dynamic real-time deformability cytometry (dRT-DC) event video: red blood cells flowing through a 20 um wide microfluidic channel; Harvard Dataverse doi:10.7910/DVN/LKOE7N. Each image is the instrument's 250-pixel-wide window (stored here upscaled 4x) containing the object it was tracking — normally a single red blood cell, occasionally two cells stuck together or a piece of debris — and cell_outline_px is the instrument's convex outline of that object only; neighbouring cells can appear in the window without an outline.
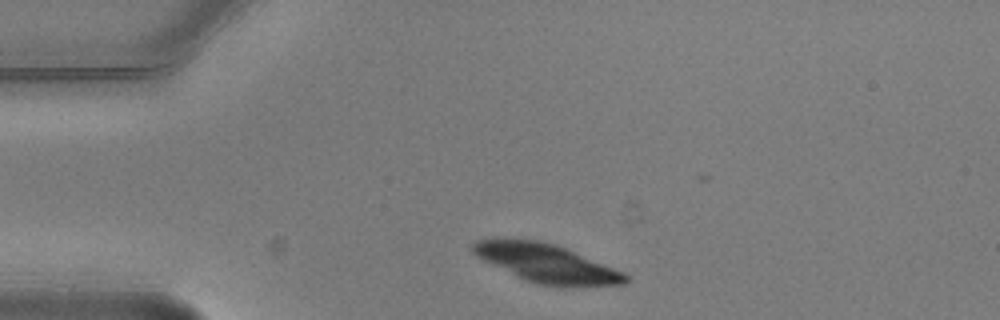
{"species": "common noctule bat (a hibernating species)", "species_latin": "Nyctalus noctula", "temperature_condition": "warm", "stored_images_in_passage": 3, "camera_frame_rate_fps": 3000, "um_per_image_px": 0.085, "animal": {"sex": "male", "body_mass_g": 20.5, "forearm_length_mm": 52.5}, "frame": {"image": 1, "passage_image": 2, "time_ms": 0.333, "image_size_px": [1000, 320], "cell_outline_px": [[628, 284], [572, 288], [564, 288], [540, 284], [524, 280], [476, 256], [472, 252], [472, 244], [476, 240], [540, 240], [556, 244], [624, 272], [628, 276]], "centroid_in_image_um": [46.55, 22.42], "position_along_channel_um": 38.5, "area_um2": 34.22}}